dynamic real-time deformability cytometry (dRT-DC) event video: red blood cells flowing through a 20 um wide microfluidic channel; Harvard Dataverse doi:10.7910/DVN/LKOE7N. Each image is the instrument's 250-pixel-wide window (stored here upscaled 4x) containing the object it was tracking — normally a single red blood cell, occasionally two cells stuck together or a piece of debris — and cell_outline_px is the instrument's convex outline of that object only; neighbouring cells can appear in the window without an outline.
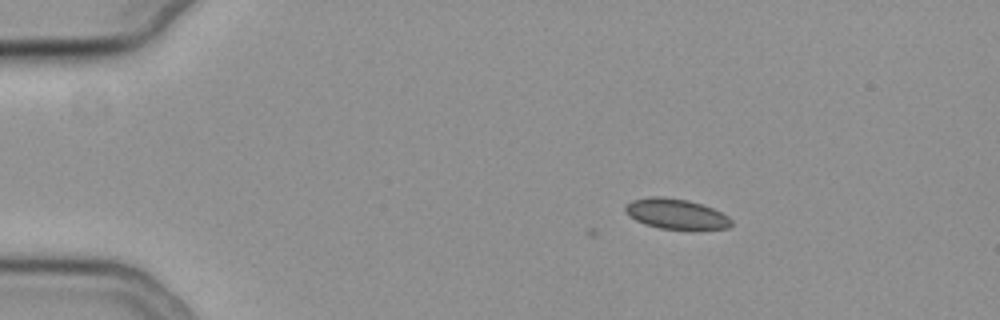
{"species": "common noctule bat (a hibernating species)", "species_latin": "Nyctalus noctula", "temperature_condition": "cold", "stored_images_in_passage": 5, "camera_frame_rate_fps": 3000, "um_per_image_px": 0.085, "animal": {"sex": "female", "body_mass_g": 19.3, "forearm_length_mm": 54.1}, "frame": {"image": 1, "passage_image": 1, "time_ms": 0.0, "image_size_px": [1000, 320], "cell_outline_px": [[732, 224], [728, 228], [660, 228], [644, 224], [636, 220], [624, 212], [624, 208], [632, 200], [648, 196], [664, 196], [688, 200], [712, 208], [728, 216], [732, 220]], "centroid_in_image_um": [57.42, 18.15], "position_along_channel_um": 27.6, "area_um2": 18.38}}